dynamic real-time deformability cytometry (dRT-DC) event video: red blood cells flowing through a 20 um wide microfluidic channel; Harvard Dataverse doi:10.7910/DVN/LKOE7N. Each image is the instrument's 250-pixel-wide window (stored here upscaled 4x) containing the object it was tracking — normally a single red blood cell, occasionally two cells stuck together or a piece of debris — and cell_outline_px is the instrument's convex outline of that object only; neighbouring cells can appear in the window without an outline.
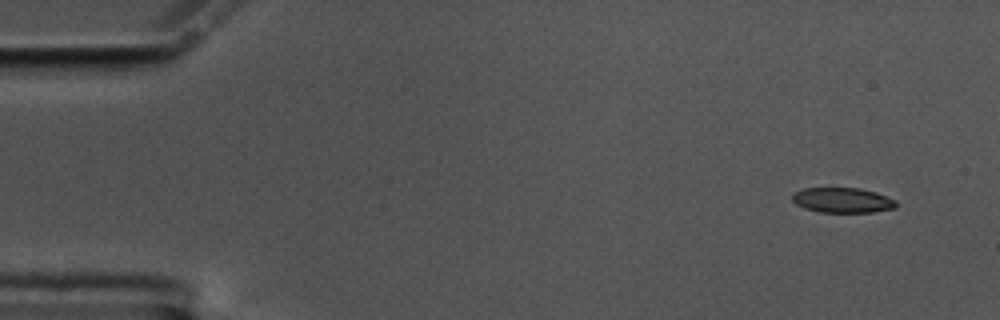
{"species": "common noctule bat (a hibernating species)", "species_latin": "Nyctalus noctula", "temperature_condition": "cold", "stored_images_in_passage": 53, "camera_frame_rate_fps": 3000, "um_per_image_px": 0.085, "animal": {"sex": "male", "body_mass_g": 17.5, "forearm_length_mm": 52.3}, "frame": {"image": 1, "passage_image": 1, "time_ms": 0.0, "image_size_px": [1000, 320], "cell_outline_px": [[896, 208], [872, 212], [820, 212], [804, 208], [796, 204], [792, 200], [792, 196], [796, 192], [804, 188], [860, 188], [876, 192], [896, 200]], "centroid_in_image_um": [71.63, 17.02], "position_along_channel_um": 13.4, "area_um2": 15.14}}
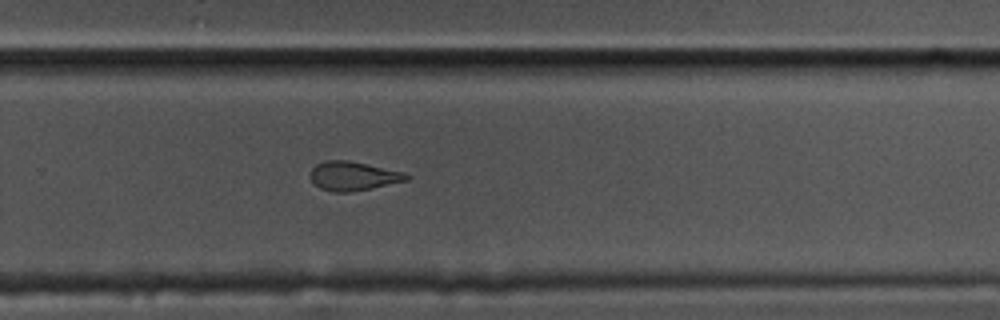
{"frame": {"image": 2, "passage_image": 35, "time_ms": 11.333, "image_size_px": [1000, 320], "cell_outline_px": [[412, 176], [408, 180], [372, 188], [352, 192], [332, 192], [320, 188], [308, 176], [312, 168], [316, 164], [324, 160], [348, 160], [404, 172]], "centroid_in_image_um": [30.01, 14.96], "position_along_channel_um": 299.8, "area_um2": 16.36}}
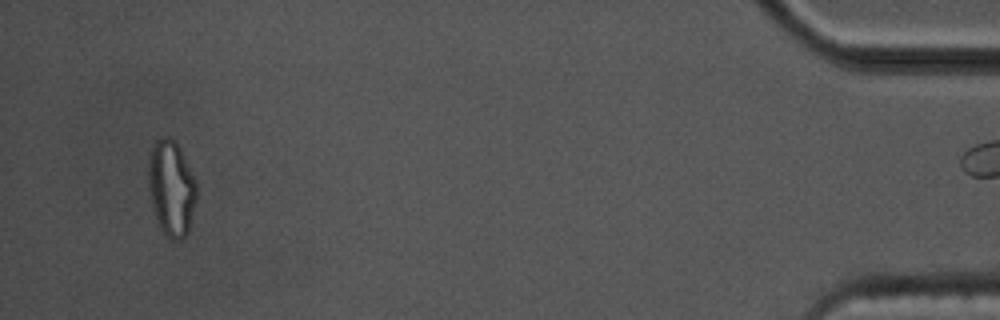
{"frame": {"image": 3, "passage_image": 52, "time_ms": 17.0, "image_size_px": [1000, 320], "cell_outline_px": [[196, 200], [188, 232], [180, 240], [172, 240], [160, 228], [152, 208], [148, 180], [148, 160], [152, 144], [160, 136], [168, 136], [176, 140], [196, 180]], "centroid_in_image_um": [14.55, 15.94], "position_along_channel_um": 420.6, "area_um2": 27.05}}